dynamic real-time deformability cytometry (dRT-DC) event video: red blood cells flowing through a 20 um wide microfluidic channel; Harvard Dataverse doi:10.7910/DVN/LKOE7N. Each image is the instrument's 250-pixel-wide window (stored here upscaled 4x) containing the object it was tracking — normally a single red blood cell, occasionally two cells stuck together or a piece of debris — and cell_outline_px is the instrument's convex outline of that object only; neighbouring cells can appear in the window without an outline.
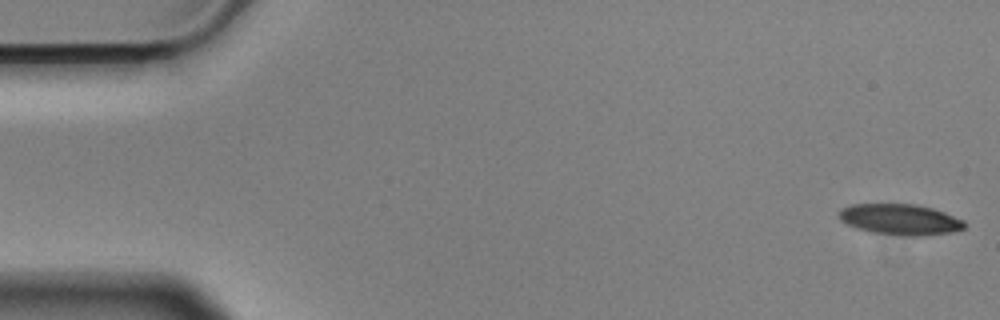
{"species": "Egyptian fruit bat (a non-hibernating species)", "species_latin": "Rousettus aegyptiacus", "temperature_condition": "cold", "stored_images_in_passage": 56, "camera_frame_rate_fps": 3000, "um_per_image_px": 0.085, "animal": {"sex": "male"}, "frame": {"image": 1, "passage_image": 1, "time_ms": 0.0, "image_size_px": [1000, 320], "cell_outline_px": [[964, 228], [952, 232], [920, 236], [908, 236], [868, 232], [844, 224], [836, 216], [840, 208], [852, 204], [912, 204], [932, 208], [944, 212], [964, 220]], "centroid_in_image_um": [76.43, 18.65], "position_along_channel_um": 8.6, "area_um2": 22.77}}
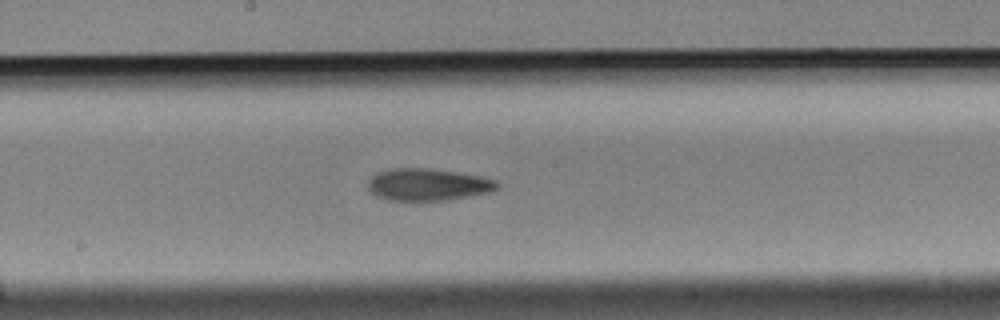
{"frame": {"image": 2, "passage_image": 29, "time_ms": 9.333, "image_size_px": [1000, 320], "cell_outline_px": [[500, 188], [492, 192], [448, 200], [388, 200], [376, 196], [368, 188], [368, 180], [376, 172], [388, 168], [428, 168], [456, 172], [480, 176], [496, 180], [500, 184]], "centroid_in_image_um": [36.38, 15.68], "position_along_channel_um": 211.8, "area_um2": 24.39}}
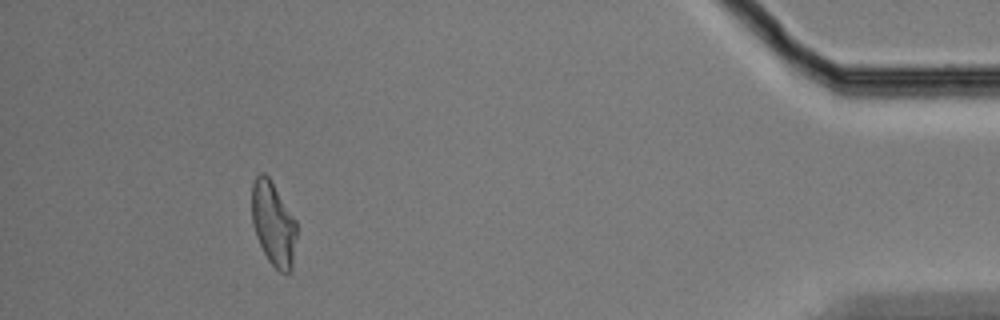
{"frame": {"image": 3, "passage_image": 51, "time_ms": 16.667, "image_size_px": [1000, 320], "cell_outline_px": [[296, 236], [292, 268], [288, 272], [280, 272], [268, 260], [256, 236], [252, 224], [252, 184], [256, 176], [260, 172], [264, 172], [268, 176], [296, 220]], "centroid_in_image_um": [23.22, 19.0], "position_along_channel_um": 412.0, "area_um2": 21.73}, "authors_computed_cell_mechanics": {"area_um2": 23.3801, "velocity_mm_per_s": 3.5648, "shape_relaxation_time_tau1_ms": 4.4337, "shape_relaxation_time_tau2_ms": 4.8766, "deformation_change_tau1": 0.1508, "deformation_change_tau2": 0.1267}}